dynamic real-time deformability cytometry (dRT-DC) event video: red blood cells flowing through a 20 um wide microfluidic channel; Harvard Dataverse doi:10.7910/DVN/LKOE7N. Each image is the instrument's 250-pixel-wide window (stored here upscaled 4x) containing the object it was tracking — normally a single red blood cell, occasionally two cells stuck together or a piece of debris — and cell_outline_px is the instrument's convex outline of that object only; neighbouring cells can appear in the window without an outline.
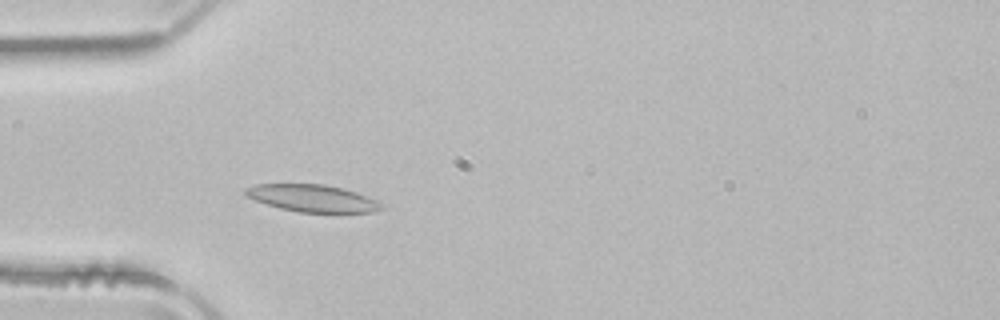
{"species": "common noctule bat (a hibernating species)", "species_latin": "Nyctalus noctula", "temperature_condition": "room temperature", "stored_images_in_passage": 47, "camera_frame_rate_fps": 3000, "um_per_image_px": 0.085, "animal": {"sex": "male", "body_mass_g": 21.5, "forearm_length_mm": 52.0}, "frame": {"image": 1, "passage_image": 11, "time_ms": 3.333, "image_size_px": [1000, 320], "cell_outline_px": [[384, 208], [376, 212], [336, 216], [332, 216], [296, 212], [280, 208], [256, 200], [248, 196], [244, 192], [244, 188], [260, 184], [324, 184], [356, 192], [376, 200], [384, 204]], "centroid_in_image_um": [26.7, 16.92], "position_along_channel_um": 58.3, "area_um2": 22.54}}
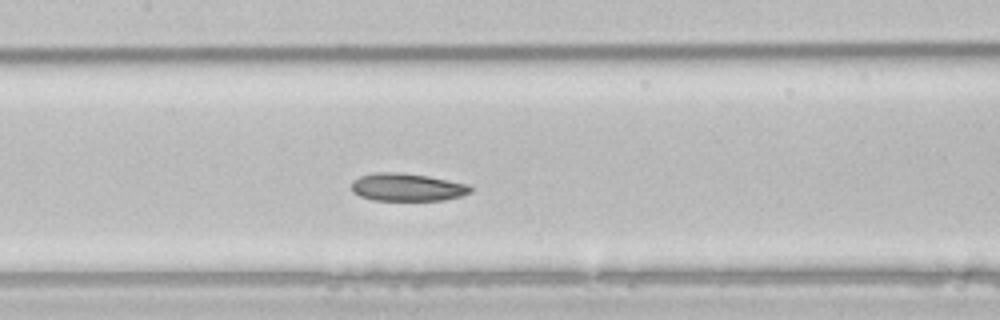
{"frame": {"image": 2, "passage_image": 20, "time_ms": 6.333, "image_size_px": [1000, 320], "cell_outline_px": [[472, 192], [460, 196], [444, 200], [372, 200], [360, 196], [352, 192], [352, 180], [360, 176], [376, 172], [400, 172], [428, 176], [468, 184], [472, 188]], "centroid_in_image_um": [34.59, 15.91], "position_along_channel_um": 172.8, "area_um2": 19.31}}
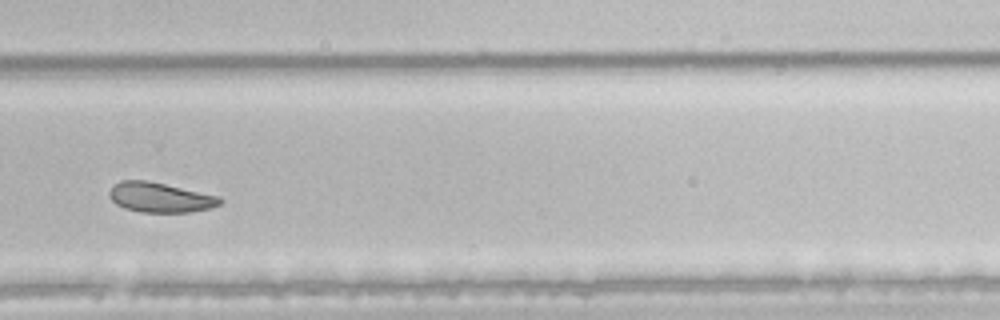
{"frame": {"image": 3, "passage_image": 31, "time_ms": 10.0, "image_size_px": [1000, 320], "cell_outline_px": [[224, 200], [220, 204], [212, 208], [188, 212], [140, 212], [124, 208], [116, 204], [112, 200], [108, 192], [120, 180], [144, 180], [164, 184], [220, 196]], "centroid_in_image_um": [13.63, 16.79], "position_along_channel_um": 316.2, "area_um2": 19.13}, "authors_computed_cell_mechanics": {"area_um2": 21.8484, "velocity_mm_per_s": 3.9321, "shape_relaxation_time_tau1_ms": 5.4311, "shape_relaxation_time_tau2_ms": 2.1228, "deformation_change_tau1": 0.1199, "deformation_change_tau2": 0.0687}}